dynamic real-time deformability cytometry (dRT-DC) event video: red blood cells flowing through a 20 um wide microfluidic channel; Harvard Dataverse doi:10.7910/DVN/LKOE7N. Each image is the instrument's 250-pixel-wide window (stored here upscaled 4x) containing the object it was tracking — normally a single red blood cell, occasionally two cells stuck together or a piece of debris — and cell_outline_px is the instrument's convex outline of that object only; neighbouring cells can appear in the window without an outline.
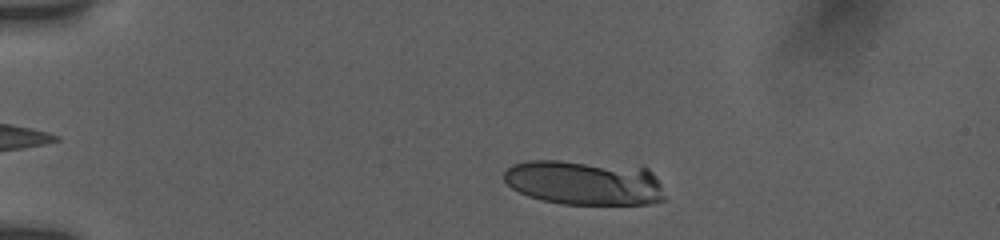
{"species": "human", "species_latin": "Homo sapiens", "temperature_condition": "room temperature", "stored_images_in_passage": 8, "camera_frame_rate_fps": 3000, "um_per_image_px": 0.085, "donor": {"sex": "female"}, "frame": {"image": 1, "passage_image": 3, "time_ms": 1.667, "image_size_px": [1000, 240], "cell_outline_px": [[668, 200], [648, 204], [564, 204], [540, 200], [528, 196], [512, 188], [504, 180], [504, 172], [512, 164], [528, 160], [560, 160], [648, 168], [652, 172], [660, 184]], "centroid_in_image_um": [49.68, 15.53], "position_along_channel_um": 35.3, "area_um2": 42.02}}